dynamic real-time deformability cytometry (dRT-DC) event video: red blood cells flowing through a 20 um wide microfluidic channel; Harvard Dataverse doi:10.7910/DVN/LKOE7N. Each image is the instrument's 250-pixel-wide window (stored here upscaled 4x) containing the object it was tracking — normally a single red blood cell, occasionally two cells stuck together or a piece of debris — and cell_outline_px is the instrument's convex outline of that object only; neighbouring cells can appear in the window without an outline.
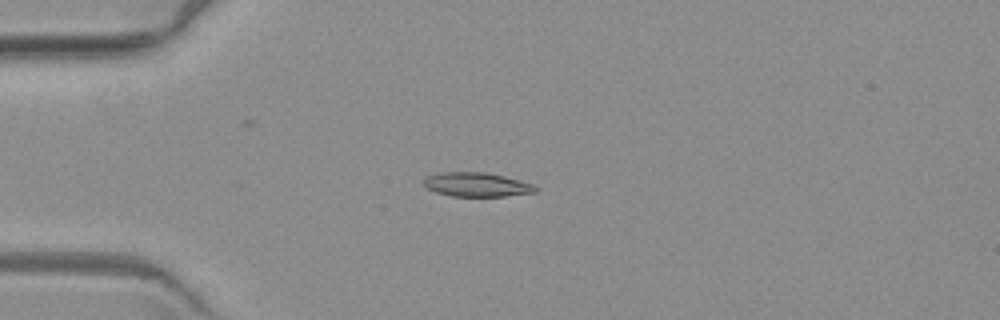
{"species": "common noctule bat (a hibernating species)", "species_latin": "Nyctalus noctula", "temperature_condition": "warm", "stored_images_in_passage": 14, "camera_frame_rate_fps": 3000, "um_per_image_px": 0.085, "animal": {"sex": "female", "body_mass_g": 19.3, "forearm_length_mm": 54.1}, "frame": {"image": 1, "passage_image": 3, "time_ms": 3.333, "image_size_px": [1000, 320], "cell_outline_px": [[540, 188], [536, 192], [504, 196], [452, 196], [436, 192], [428, 188], [420, 180], [424, 176], [440, 172], [488, 172], [504, 176], [532, 184]], "centroid_in_image_um": [40.48, 15.68], "position_along_channel_um": 44.5, "area_um2": 15.84}}
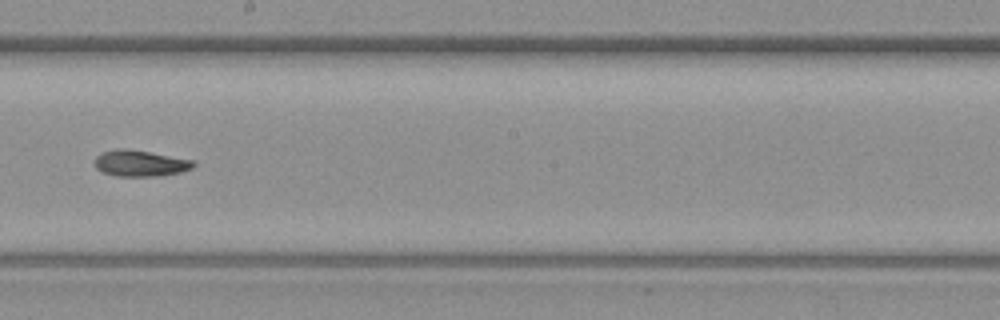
{"frame": {"image": 2, "passage_image": 8, "time_ms": 9.333, "image_size_px": [1000, 320], "cell_outline_px": [[196, 164], [192, 168], [180, 172], [160, 176], [116, 176], [100, 172], [96, 168], [92, 160], [100, 152], [120, 148], [128, 148], [196, 160]], "centroid_in_image_um": [11.89, 13.87], "position_along_channel_um": 236.3, "area_um2": 15.49}}
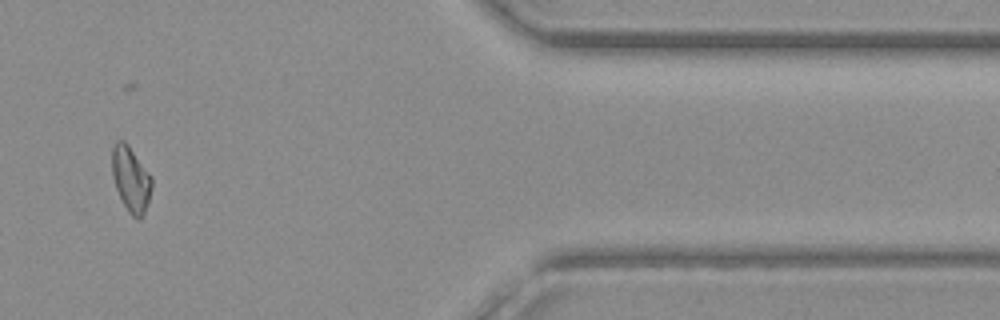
{"frame": {"image": 3, "passage_image": 12, "time_ms": 15.0, "image_size_px": [1000, 320], "cell_outline_px": [[152, 188], [144, 216], [140, 220], [136, 220], [128, 212], [116, 188], [112, 172], [112, 148], [116, 140], [124, 140], [128, 144], [152, 176]], "centroid_in_image_um": [11.14, 15.24], "position_along_channel_um": 400.3, "area_um2": 15.26}, "authors_computed_cell_mechanics": {"area_um2": 15.5193, "velocity_mm_per_s": 3.5792, "shape_relaxation_time_tau1_ms": null, "shape_relaxation_time_tau2_ms": 6.4218, "deformation_change_tau1": null, "deformation_change_tau2": 0.1121}}